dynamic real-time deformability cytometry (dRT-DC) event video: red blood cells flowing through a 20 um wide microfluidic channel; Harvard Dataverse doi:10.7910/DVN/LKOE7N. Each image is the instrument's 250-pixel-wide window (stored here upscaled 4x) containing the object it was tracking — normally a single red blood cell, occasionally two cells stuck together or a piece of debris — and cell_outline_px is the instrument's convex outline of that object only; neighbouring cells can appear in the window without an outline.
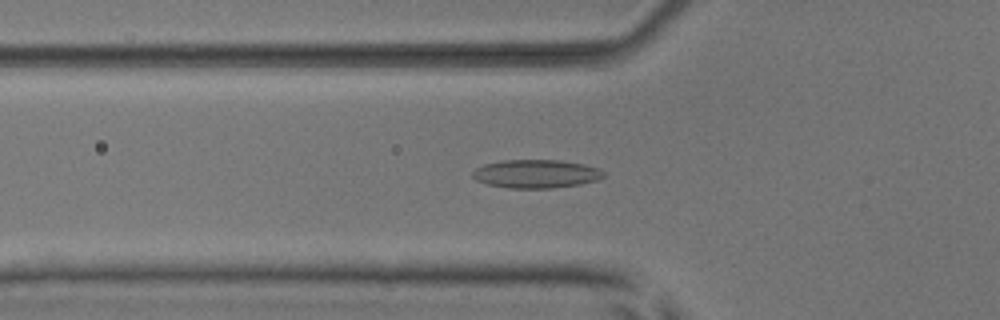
{"species": "common noctule bat (a hibernating species)", "species_latin": "Nyctalus noctula", "temperature_condition": "room temperature", "stored_images_in_passage": 53, "camera_frame_rate_fps": 3000, "um_per_image_px": 0.085, "animal": {"sex": "male", "body_mass_g": 17.9, "forearm_length_mm": 54.2}, "frame": {"image": 1, "passage_image": 19, "time_ms": 6.0, "image_size_px": [1000, 320], "cell_outline_px": [[604, 176], [600, 180], [580, 184], [552, 188], [508, 188], [488, 184], [476, 180], [472, 176], [472, 172], [476, 168], [484, 164], [500, 160], [560, 160], [584, 164], [600, 168], [604, 172]], "centroid_in_image_um": [45.59, 14.77], "position_along_channel_um": 80.2, "area_um2": 21.85}}
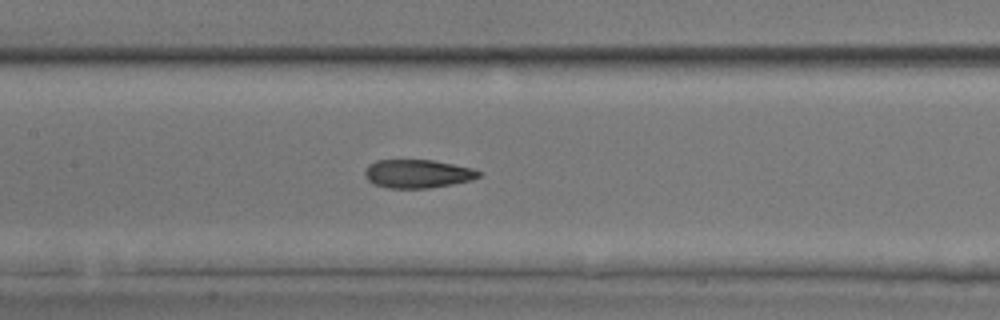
{"frame": {"image": 2, "passage_image": 26, "time_ms": 8.333, "image_size_px": [1000, 320], "cell_outline_px": [[484, 172], [480, 176], [472, 180], [452, 184], [428, 188], [388, 188], [376, 184], [368, 180], [364, 176], [364, 172], [368, 164], [376, 160], [432, 160], [472, 168]], "centroid_in_image_um": [35.5, 14.76], "position_along_channel_um": 171.9, "area_um2": 18.9}}
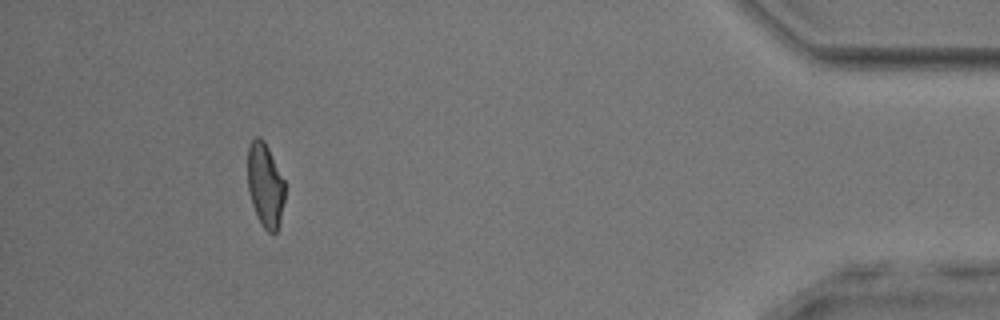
{"frame": {"image": 3, "passage_image": 49, "time_ms": 16.0, "image_size_px": [1000, 320], "cell_outline_px": [[284, 200], [280, 224], [276, 232], [268, 232], [260, 224], [252, 204], [248, 188], [248, 148], [252, 140], [256, 136], [260, 136], [264, 140], [284, 180]], "centroid_in_image_um": [22.54, 15.75], "position_along_channel_um": 412.7, "area_um2": 18.15}, "authors_computed_cell_mechanics": {"area_um2": 19.2474, "velocity_mm_per_s": 3.9168, "shape_relaxation_time_tau1_ms": null, "shape_relaxation_time_tau2_ms": 1.9889, "deformation_change_tau1": null, "deformation_change_tau2": 0.0932}}